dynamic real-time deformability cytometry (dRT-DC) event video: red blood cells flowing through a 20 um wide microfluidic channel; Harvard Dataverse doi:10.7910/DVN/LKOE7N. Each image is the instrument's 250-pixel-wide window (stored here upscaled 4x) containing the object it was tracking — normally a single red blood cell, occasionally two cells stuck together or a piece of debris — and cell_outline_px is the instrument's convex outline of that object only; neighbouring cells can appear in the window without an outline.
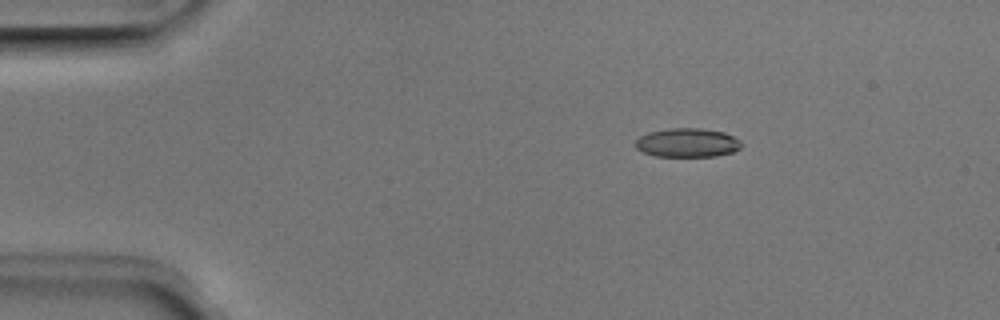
{"species": "Egyptian fruit bat (a non-hibernating species)", "species_latin": "Rousettus aegyptiacus", "temperature_condition": "room temperature", "stored_images_in_passage": 4, "camera_frame_rate_fps": 3000, "um_per_image_px": 0.085, "animal": {"sex": "male"}, "frame": {"image": 1, "passage_image": 2, "time_ms": 0.333, "image_size_px": [1000, 320], "cell_outline_px": [[744, 144], [740, 148], [732, 152], [716, 156], [656, 156], [644, 152], [636, 148], [636, 140], [640, 136], [648, 132], [668, 128], [700, 128], [724, 132], [740, 140]], "centroid_in_image_um": [58.44, 12.12], "position_along_channel_um": 26.6, "area_um2": 17.86}}
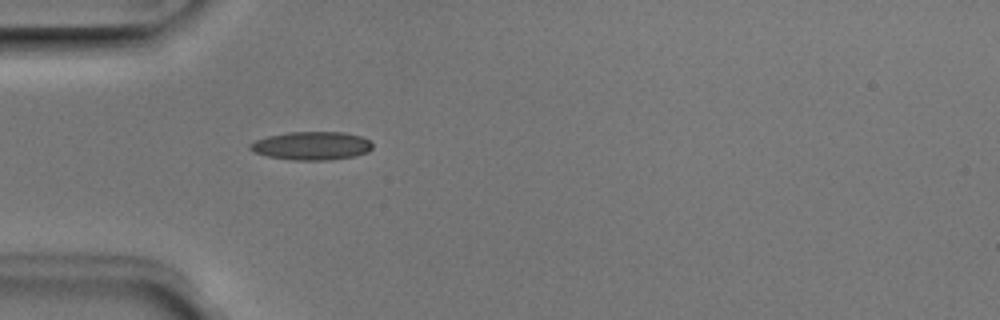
{"frame": {"image": 2, "passage_image": 4, "time_ms": 1.0, "image_size_px": [1000, 320], "cell_outline_px": [[372, 148], [368, 152], [356, 156], [328, 160], [292, 160], [268, 156], [252, 152], [248, 148], [248, 144], [256, 140], [268, 136], [288, 132], [344, 132], [360, 136], [368, 140], [372, 144]], "centroid_in_image_um": [26.47, 12.39], "position_along_channel_um": 58.5, "area_um2": 20.29}}